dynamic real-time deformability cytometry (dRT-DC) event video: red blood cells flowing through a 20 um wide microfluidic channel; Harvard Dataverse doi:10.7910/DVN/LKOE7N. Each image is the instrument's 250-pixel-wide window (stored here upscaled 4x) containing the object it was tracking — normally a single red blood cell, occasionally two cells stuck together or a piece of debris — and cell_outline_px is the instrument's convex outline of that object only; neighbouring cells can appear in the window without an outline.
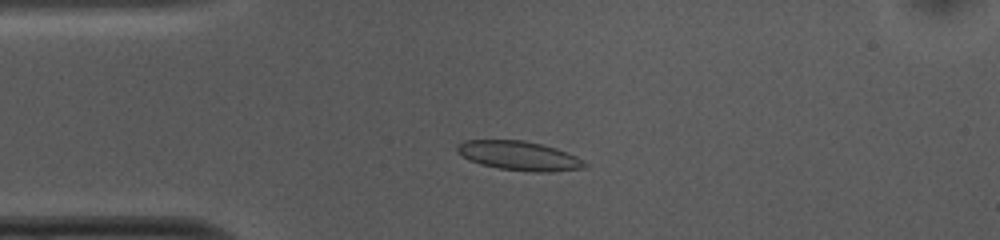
{"species": "common noctule bat (a hibernating species)", "species_latin": "Nyctalus noctula", "temperature_condition": "cold", "stored_images_in_passage": 34, "camera_frame_rate_fps": 3000, "um_per_image_px": 0.085, "animal": {"sex": "female", "body_mass_g": 10.0, "forearm_length_mm": 53.1}, "frame": {"image": 1, "passage_image": 7, "time_ms": 2.0, "image_size_px": [1000, 240], "cell_outline_px": [[572, 168], [504, 168], [488, 164], [464, 156], [460, 152], [472, 140], [516, 140], [536, 144], [560, 152], [568, 156]], "centroid_in_image_um": [43.8, 13.14], "position_along_channel_um": 41.2, "area_um2": 16.99}}
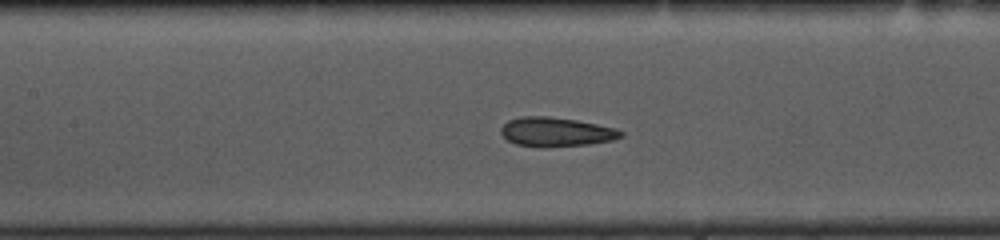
{"frame": {"image": 2, "passage_image": 18, "time_ms": 5.667, "image_size_px": [1000, 240], "cell_outline_px": [[620, 136], [604, 140], [576, 144], [520, 144], [504, 136], [504, 124], [512, 120], [568, 120], [592, 124], [608, 128], [620, 132]], "centroid_in_image_um": [47.27, 11.23], "position_along_channel_um": 160.1, "area_um2": 16.53}}
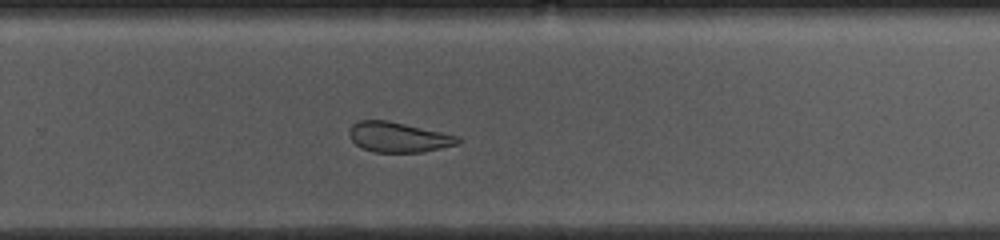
{"frame": {"image": 3, "passage_image": 29, "time_ms": 9.333, "image_size_px": [1000, 240], "cell_outline_px": [[456, 140], [452, 144], [416, 152], [380, 152], [364, 148], [356, 144], [352, 136], [352, 128], [356, 124], [364, 120], [380, 120], [400, 124], [452, 136]], "centroid_in_image_um": [33.73, 11.67], "position_along_channel_um": 296.1, "area_um2": 16.94}}